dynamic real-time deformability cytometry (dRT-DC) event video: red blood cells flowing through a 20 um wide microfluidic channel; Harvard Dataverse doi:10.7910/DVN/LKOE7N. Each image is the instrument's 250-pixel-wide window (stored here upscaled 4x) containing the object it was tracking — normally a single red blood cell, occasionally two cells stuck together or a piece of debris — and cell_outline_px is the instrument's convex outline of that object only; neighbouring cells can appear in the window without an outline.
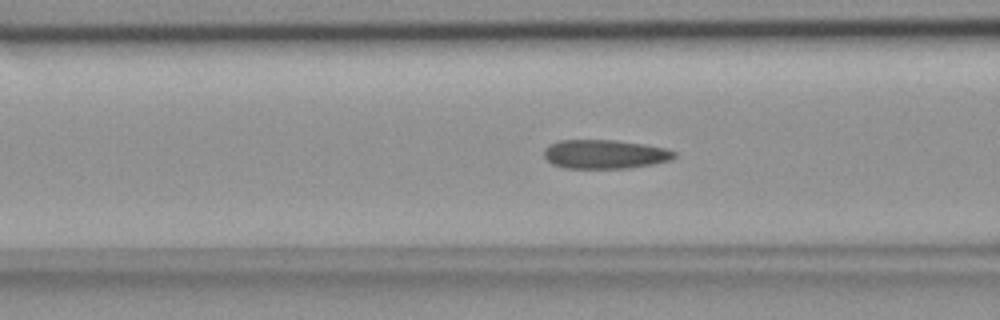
{"species": "common noctule bat (a hibernating species)", "species_latin": "Nyctalus noctula", "temperature_condition": "room temperature", "stored_images_in_passage": 35, "camera_frame_rate_fps": 3000, "um_per_image_px": 0.085, "animal": {"sex": "female", "body_mass_g": 18.4}, "frame": {"image": 1, "passage_image": 6, "time_ms": 1.667, "image_size_px": [1000, 320], "cell_outline_px": [[676, 156], [672, 160], [652, 164], [628, 168], [564, 168], [552, 164], [544, 156], [544, 148], [548, 144], [560, 140], [616, 140], [644, 144], [664, 148], [676, 152]], "centroid_in_image_um": [51.39, 13.1], "position_along_channel_um": 115.2, "area_um2": 22.08}}
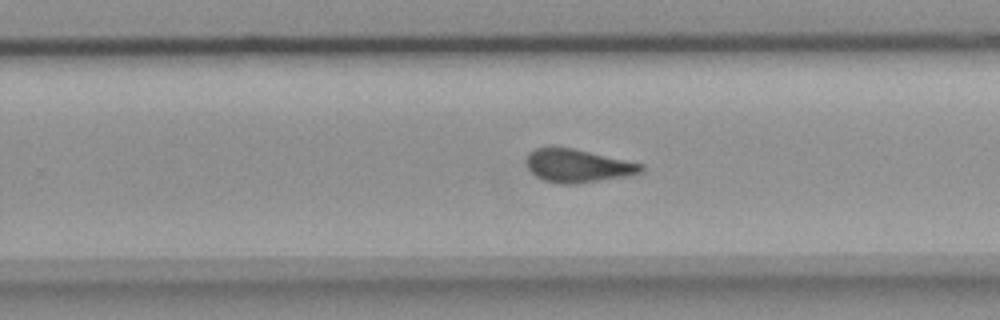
{"frame": {"image": 2, "passage_image": 19, "time_ms": 6.0, "image_size_px": [1000, 320], "cell_outline_px": [[644, 168], [640, 172], [628, 176], [576, 184], [560, 184], [544, 180], [536, 176], [528, 168], [524, 160], [528, 152], [536, 148], [552, 144], [572, 148], [644, 164]], "centroid_in_image_um": [49.04, 14.06], "position_along_channel_um": 280.8, "area_um2": 22.6}}
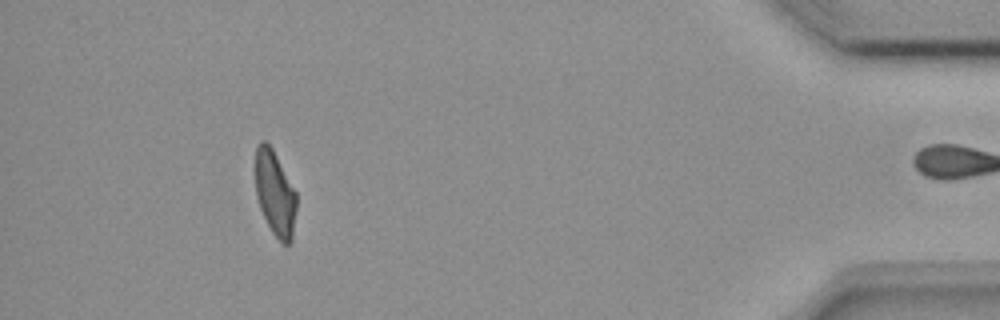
{"frame": {"image": 3, "passage_image": 34, "time_ms": 11.0, "image_size_px": [1000, 320], "cell_outline_px": [[296, 208], [292, 240], [288, 244], [284, 244], [272, 232], [260, 208], [256, 196], [256, 144], [260, 140], [264, 140], [272, 148], [296, 192]], "centroid_in_image_um": [23.37, 16.42], "position_along_channel_um": 411.8, "area_um2": 20.11}, "authors_computed_cell_mechanics": {"area_um2": 22.1952, "velocity_mm_per_s": 3.8333, "shape_relaxation_time_tau1_ms": null, "shape_relaxation_time_tau2_ms": 1.8793, "deformation_change_tau1": null, "deformation_change_tau2": 0.0839}}